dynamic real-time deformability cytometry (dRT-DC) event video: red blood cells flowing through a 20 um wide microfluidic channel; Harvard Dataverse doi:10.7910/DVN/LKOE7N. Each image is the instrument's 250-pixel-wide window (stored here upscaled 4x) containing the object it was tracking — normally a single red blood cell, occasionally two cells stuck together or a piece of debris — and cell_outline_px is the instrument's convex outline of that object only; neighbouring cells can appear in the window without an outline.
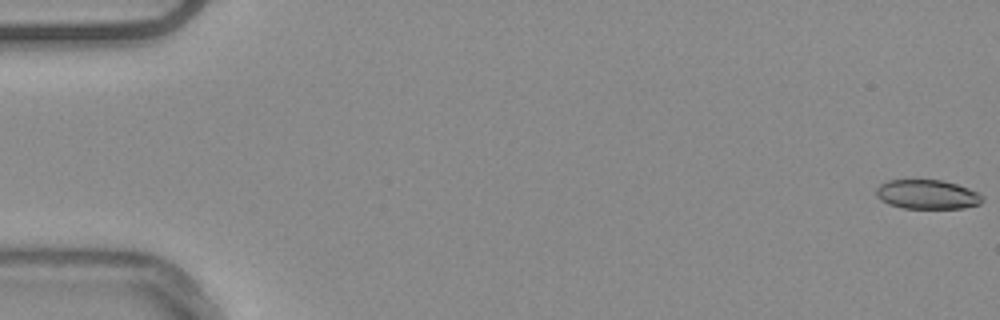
{"species": "common noctule bat (a hibernating species)", "species_latin": "Nyctalus noctula", "temperature_condition": "warm", "stored_images_in_passage": 56, "camera_frame_rate_fps": 3000, "um_per_image_px": 0.085, "animal": {"sex": "male", "body_mass_g": 20.4}, "frame": {"image": 1, "passage_image": 1, "time_ms": 0.0, "image_size_px": [1000, 320], "cell_outline_px": [[984, 200], [980, 204], [964, 208], [904, 208], [888, 204], [880, 200], [876, 196], [876, 188], [880, 184], [888, 180], [944, 180], [968, 188], [984, 196]], "centroid_in_image_um": [78.81, 16.53], "position_along_channel_um": 6.2, "area_um2": 18.21}}
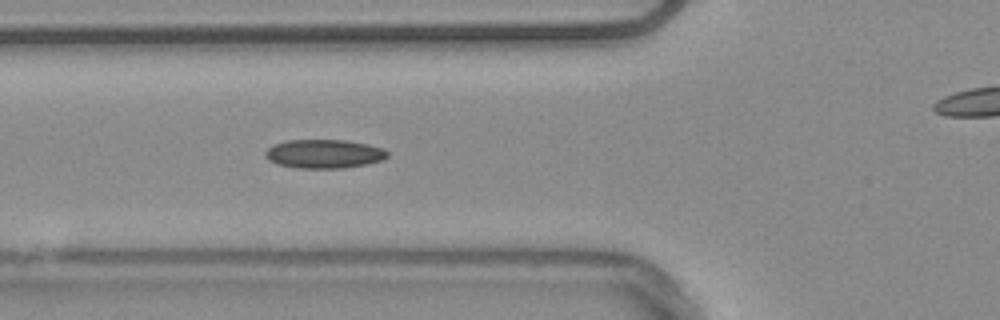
{"frame": {"image": 2, "passage_image": 21, "time_ms": 6.667, "image_size_px": [1000, 320], "cell_outline_px": [[388, 156], [380, 160], [368, 164], [344, 168], [296, 168], [276, 164], [268, 160], [264, 156], [264, 152], [272, 144], [288, 140], [344, 140], [368, 144], [384, 148], [388, 152]], "centroid_in_image_um": [27.51, 13.08], "position_along_channel_um": 98.3, "area_um2": 20.69}}
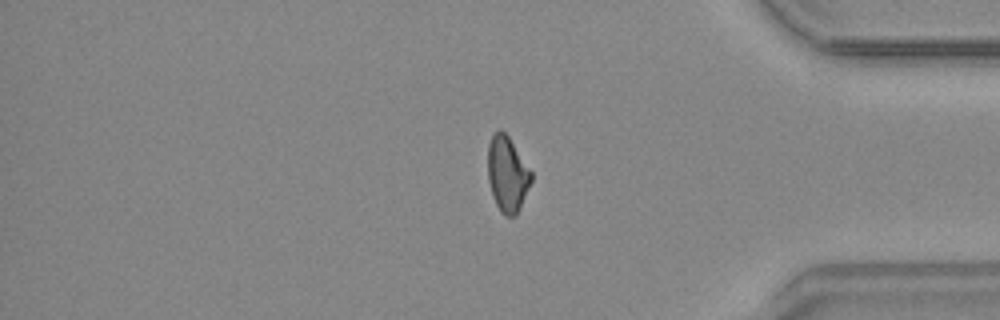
{"frame": {"image": 3, "passage_image": 46, "time_ms": 15.0, "image_size_px": [1000, 320], "cell_outline_px": [[532, 180], [516, 216], [504, 216], [500, 212], [492, 196], [488, 180], [488, 144], [492, 136], [500, 128], [508, 136], [532, 172]], "centroid_in_image_um": [43.11, 14.82], "position_along_channel_um": 392.1, "area_um2": 19.02}, "authors_computed_cell_mechanics": {"area_um2": 19.3052, "velocity_mm_per_s": 3.7767, "shape_relaxation_time_tau1_ms": null, "shape_relaxation_time_tau2_ms": 3.131, "deformation_change_tau1": null, "deformation_change_tau2": 0.0984}}